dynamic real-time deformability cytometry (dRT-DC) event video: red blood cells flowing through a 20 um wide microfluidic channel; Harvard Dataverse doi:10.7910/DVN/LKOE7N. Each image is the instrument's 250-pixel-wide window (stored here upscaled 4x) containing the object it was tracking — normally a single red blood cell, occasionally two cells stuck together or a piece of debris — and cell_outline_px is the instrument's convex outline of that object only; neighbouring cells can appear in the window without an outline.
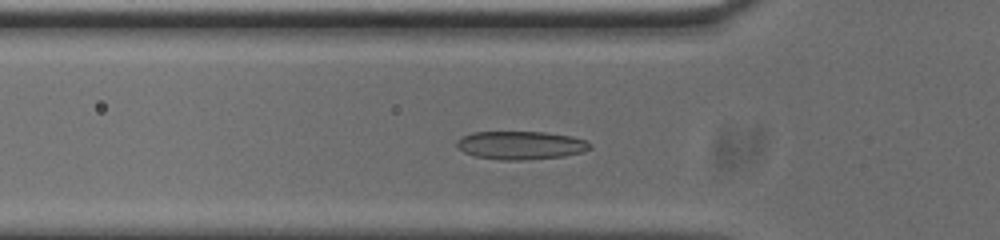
{"species": "common noctule bat (a hibernating species)", "species_latin": "Nyctalus noctula", "temperature_condition": "cold", "stored_images_in_passage": 53, "camera_frame_rate_fps": 3000, "um_per_image_px": 0.085, "animal": {"sex": "male", "body_mass_g": 20.0, "forearm_length_mm": 53.3}, "frame": {"image": 1, "passage_image": 15, "time_ms": 4.667, "image_size_px": [1000, 240], "cell_outline_px": [[592, 148], [584, 152], [564, 156], [524, 160], [500, 160], [476, 156], [464, 152], [456, 144], [456, 140], [460, 136], [472, 132], [544, 132], [572, 136], [588, 140], [592, 144]], "centroid_in_image_um": [44.3, 12.34], "position_along_channel_um": 81.5, "area_um2": 22.2}}
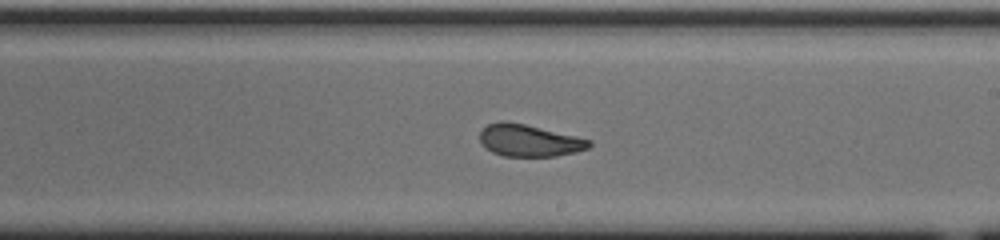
{"frame": {"image": 2, "passage_image": 28, "time_ms": 9.0, "image_size_px": [1000, 240], "cell_outline_px": [[592, 144], [588, 148], [576, 152], [556, 156], [504, 156], [492, 152], [484, 148], [480, 140], [480, 132], [488, 124], [500, 120], [504, 120], [524, 124], [576, 136], [592, 140]], "centroid_in_image_um": [44.97, 11.94], "position_along_channel_um": 244.0, "area_um2": 20.4}}
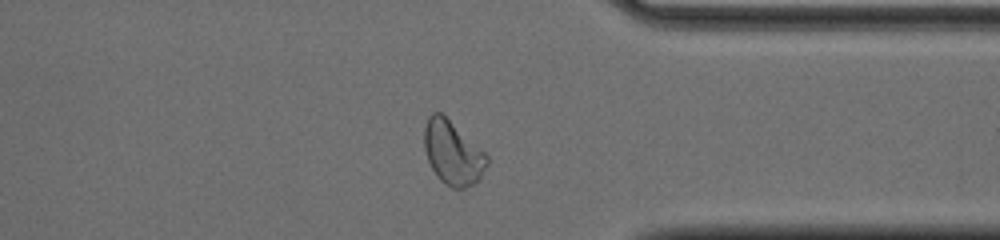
{"frame": {"image": 3, "passage_image": 39, "time_ms": 12.667, "image_size_px": [1000, 240], "cell_outline_px": [[488, 164], [480, 176], [472, 184], [464, 188], [452, 188], [444, 184], [436, 176], [428, 160], [424, 148], [424, 128], [428, 116], [432, 112], [440, 112], [484, 152], [488, 156]], "centroid_in_image_um": [38.44, 13.0], "position_along_channel_um": 373.0, "area_um2": 22.89}, "authors_computed_cell_mechanics": {"area_um2": 21.0392, "velocity_mm_per_s": 3.7457, "shape_relaxation_time_tau1_ms": 8.2831, "shape_relaxation_time_tau2_ms": 1.1288, "deformation_change_tau1": 0.2024, "deformation_change_tau2": 0.0715}}